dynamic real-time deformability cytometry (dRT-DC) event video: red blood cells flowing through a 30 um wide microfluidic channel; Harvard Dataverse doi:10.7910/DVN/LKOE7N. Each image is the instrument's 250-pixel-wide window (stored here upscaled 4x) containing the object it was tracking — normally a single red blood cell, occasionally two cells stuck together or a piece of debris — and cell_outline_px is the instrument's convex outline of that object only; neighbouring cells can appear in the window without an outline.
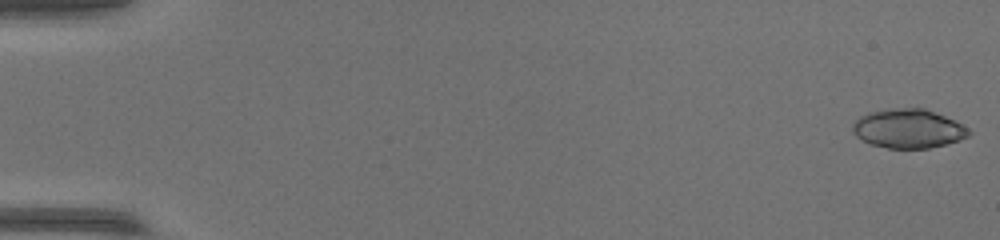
{"species": "common noctule bat (a hibernating species)", "species_latin": "Nyctalus noctula", "temperature_condition": "warm", "stored_images_in_passage": 53, "camera_frame_rate_fps": 3000, "um_per_image_px": 0.085, "animal": {"sex": "female", "body_mass_g": 17.0, "forearm_length_mm": 48.0}, "frame": {"image": 1, "passage_image": 1, "time_ms": 0.0, "image_size_px": [1000, 240], "cell_outline_px": [[972, 132], [968, 136], [960, 140], [928, 148], [888, 148], [872, 144], [856, 136], [852, 132], [852, 124], [860, 116], [868, 112], [896, 108], [924, 108], [944, 116], [968, 128]], "centroid_in_image_um": [77.18, 10.93], "position_along_channel_um": 7.8, "area_um2": 26.13}}
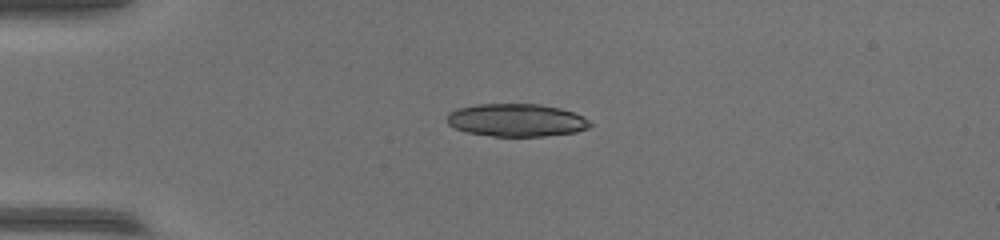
{"frame": {"image": 2, "passage_image": 14, "time_ms": 4.333, "image_size_px": [1000, 240], "cell_outline_px": [[592, 124], [588, 128], [576, 132], [544, 136], [492, 136], [468, 132], [456, 128], [448, 124], [448, 112], [456, 108], [476, 104], [540, 104], [560, 108], [572, 112], [588, 120]], "centroid_in_image_um": [43.88, 10.21], "position_along_channel_um": 41.1, "area_um2": 27.22}}
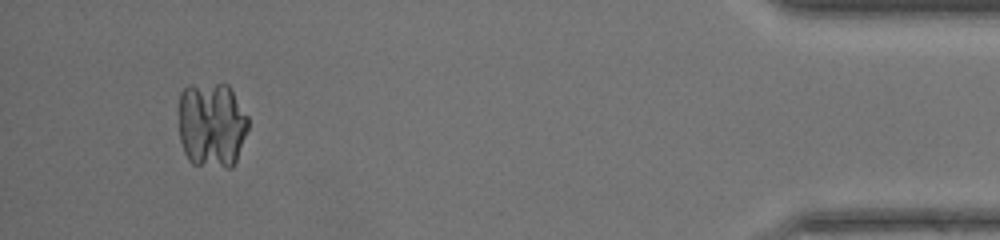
{"frame": {"image": 3, "passage_image": 50, "time_ms": 16.333, "image_size_px": [1000, 240], "cell_outline_px": [[248, 128], [236, 160], [232, 168], [228, 168], [192, 164], [188, 160], [184, 152], [180, 140], [180, 92], [188, 84], [228, 84], [248, 116]], "centroid_in_image_um": [18.0, 10.61], "position_along_channel_um": 417.2, "area_um2": 34.85}}